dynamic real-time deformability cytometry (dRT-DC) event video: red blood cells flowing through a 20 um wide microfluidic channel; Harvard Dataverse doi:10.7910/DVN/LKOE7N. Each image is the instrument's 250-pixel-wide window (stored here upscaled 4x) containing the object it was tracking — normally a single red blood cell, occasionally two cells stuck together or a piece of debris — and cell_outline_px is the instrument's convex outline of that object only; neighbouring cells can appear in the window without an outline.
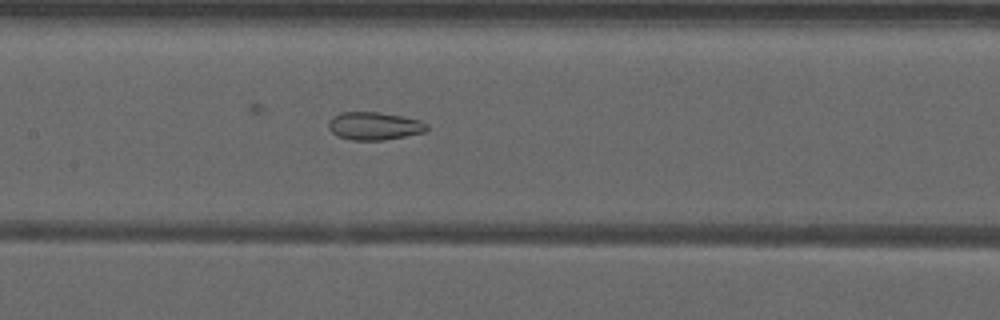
{"species": "common noctule bat (a hibernating species)", "species_latin": "Nyctalus noctula", "temperature_condition": "warm", "stored_images_in_passage": 40, "camera_frame_rate_fps": 3000, "um_per_image_px": 0.085, "animal": {"sex": "male", "forearm_length_mm": 52.5}, "frame": {"image": 1, "passage_image": 25, "time_ms": 8.0, "image_size_px": [1000, 320], "cell_outline_px": [[428, 128], [424, 132], [384, 140], [352, 140], [336, 136], [328, 128], [328, 124], [332, 116], [340, 112], [380, 112], [420, 120], [428, 124]], "centroid_in_image_um": [31.78, 10.7], "position_along_channel_um": 175.6, "area_um2": 16.01}}
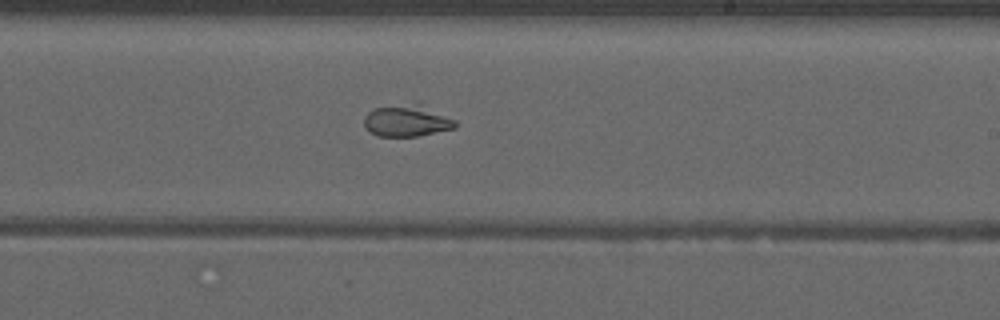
{"frame": {"image": 2, "passage_image": 31, "time_ms": 10.0, "image_size_px": [1000, 320], "cell_outline_px": [[456, 128], [420, 136], [376, 136], [368, 132], [364, 124], [364, 116], [368, 112], [376, 108], [408, 108], [456, 120]], "centroid_in_image_um": [34.44, 10.42], "position_along_channel_um": 254.6, "area_um2": 14.85}}
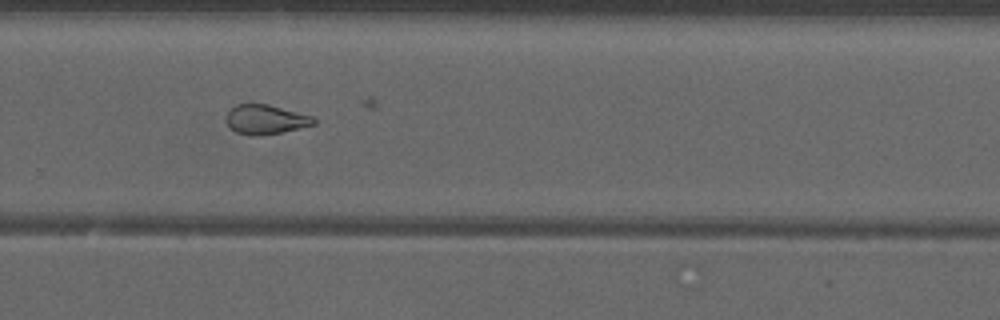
{"frame": {"image": 3, "passage_image": 35, "time_ms": 11.333, "image_size_px": [1000, 320], "cell_outline_px": [[316, 124], [300, 128], [260, 136], [252, 136], [236, 132], [224, 120], [224, 116], [236, 104], [268, 104], [312, 116], [316, 120]], "centroid_in_image_um": [22.56, 10.16], "position_along_channel_um": 307.2, "area_um2": 15.03}}